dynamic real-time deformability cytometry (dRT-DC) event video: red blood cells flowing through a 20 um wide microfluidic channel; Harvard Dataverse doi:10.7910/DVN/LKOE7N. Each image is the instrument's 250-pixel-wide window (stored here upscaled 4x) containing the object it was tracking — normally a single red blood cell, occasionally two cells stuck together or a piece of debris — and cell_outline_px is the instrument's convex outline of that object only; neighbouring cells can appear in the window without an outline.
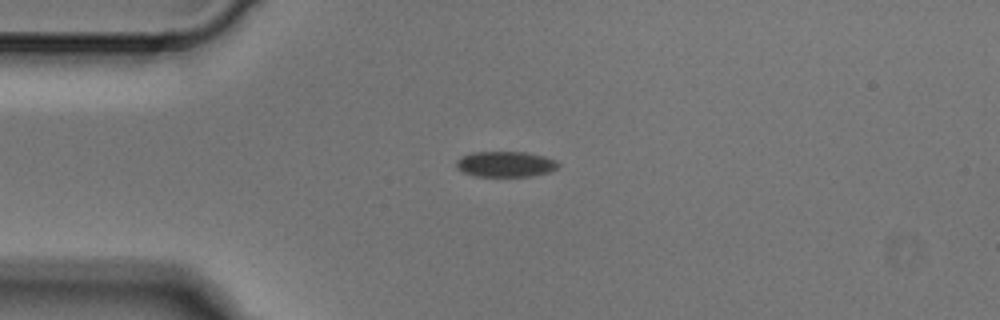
{"species": "Egyptian fruit bat (a non-hibernating species)", "species_latin": "Rousettus aegyptiacus", "temperature_condition": "cold", "stored_images_in_passage": 3, "camera_frame_rate_fps": 3000, "um_per_image_px": 0.085, "animal": {"sex": "male"}, "frame": {"image": 1, "passage_image": 3, "time_ms": 0.667, "image_size_px": [1000, 320], "cell_outline_px": [[560, 164], [552, 172], [532, 176], [472, 176], [456, 168], [456, 160], [460, 156], [472, 152], [524, 152], [544, 156], [556, 160]], "centroid_in_image_um": [42.96, 13.95], "position_along_channel_um": 42.0, "area_um2": 15.37}}